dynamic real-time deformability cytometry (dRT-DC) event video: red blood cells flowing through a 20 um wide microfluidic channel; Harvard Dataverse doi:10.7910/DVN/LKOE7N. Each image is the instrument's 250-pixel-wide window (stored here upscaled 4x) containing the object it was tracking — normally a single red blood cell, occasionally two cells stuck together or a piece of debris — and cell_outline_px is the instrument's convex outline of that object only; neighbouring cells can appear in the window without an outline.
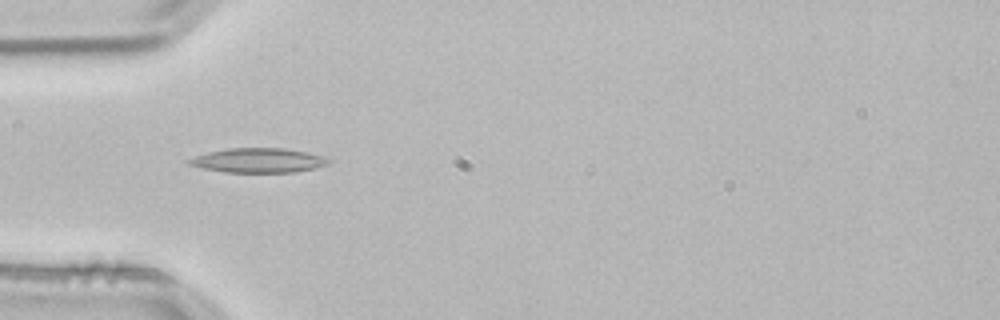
{"species": "common noctule bat (a hibernating species)", "species_latin": "Nyctalus noctula", "temperature_condition": "room temperature", "stored_images_in_passage": 2, "camera_frame_rate_fps": 3000, "um_per_image_px": 0.085, "animal": {"sex": "male", "body_mass_g": 21.5, "forearm_length_mm": 52.0}, "frame": {"image": 1, "passage_image": 1, "time_ms": 0.0, "image_size_px": [1000, 320], "cell_outline_px": [[332, 160], [328, 164], [296, 172], [224, 172], [204, 168], [188, 164], [184, 160], [208, 152], [228, 148], [284, 148], [324, 156]], "centroid_in_image_um": [21.94, 13.63], "position_along_channel_um": 63.1, "area_um2": 19.77}}